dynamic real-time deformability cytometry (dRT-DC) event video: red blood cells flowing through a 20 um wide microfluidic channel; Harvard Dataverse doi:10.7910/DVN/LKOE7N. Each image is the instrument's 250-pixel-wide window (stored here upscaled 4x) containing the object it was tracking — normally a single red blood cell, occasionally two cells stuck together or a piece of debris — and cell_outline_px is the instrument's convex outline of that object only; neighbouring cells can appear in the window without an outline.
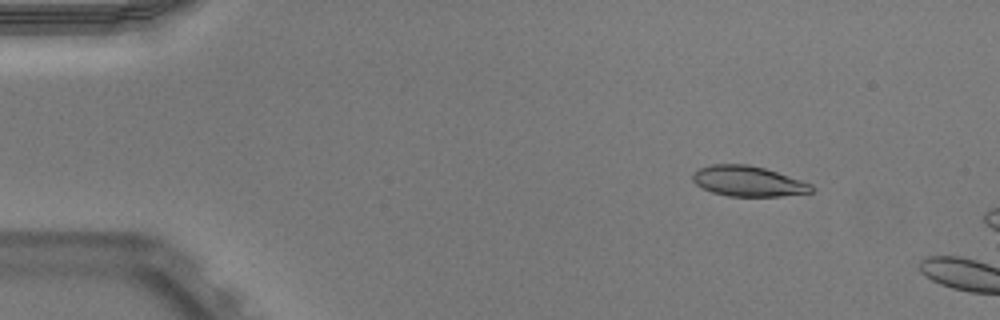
{"species": "Egyptian fruit bat (a non-hibernating species)", "species_latin": "Rousettus aegyptiacus", "temperature_condition": "warm", "stored_images_in_passage": 9, "camera_frame_rate_fps": 3000, "um_per_image_px": 0.085, "animal": {"sex": "male"}, "frame": {"image": 1, "passage_image": 2, "time_ms": 0.333, "image_size_px": [1000, 320], "cell_outline_px": [[816, 188], [812, 192], [780, 196], [728, 196], [712, 192], [696, 184], [692, 180], [692, 176], [700, 168], [712, 164], [748, 164], [764, 168], [812, 184]], "centroid_in_image_um": [63.6, 15.4], "position_along_channel_um": 21.4, "area_um2": 20.81}}